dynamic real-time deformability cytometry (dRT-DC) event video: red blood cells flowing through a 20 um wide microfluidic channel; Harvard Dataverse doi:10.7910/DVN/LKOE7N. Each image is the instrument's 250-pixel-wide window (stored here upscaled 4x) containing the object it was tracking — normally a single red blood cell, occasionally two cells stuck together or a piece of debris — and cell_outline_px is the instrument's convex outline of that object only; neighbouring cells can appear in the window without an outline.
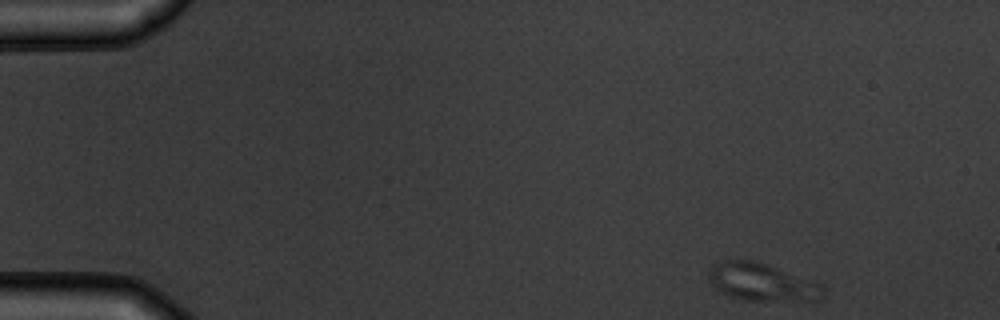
{"species": "common noctule bat (a hibernating species)", "species_latin": "Nyctalus noctula", "temperature_condition": "warm", "stored_images_in_passage": 3, "camera_frame_rate_fps": 3000, "um_per_image_px": 0.085, "animal": {"sex": "male", "body_mass_g": 19.5, "forearm_length_mm": 54.6}, "frame": {"image": 1, "passage_image": 1, "time_ms": 0.0, "image_size_px": [1000, 320], "cell_outline_px": [[824, 296], [820, 300], [744, 300], [728, 296], [716, 288], [712, 284], [708, 276], [708, 272], [716, 264], [724, 260], [756, 260], [820, 284], [824, 288]], "centroid_in_image_um": [64.75, 23.99], "position_along_channel_um": 20.2, "area_um2": 24.68}}